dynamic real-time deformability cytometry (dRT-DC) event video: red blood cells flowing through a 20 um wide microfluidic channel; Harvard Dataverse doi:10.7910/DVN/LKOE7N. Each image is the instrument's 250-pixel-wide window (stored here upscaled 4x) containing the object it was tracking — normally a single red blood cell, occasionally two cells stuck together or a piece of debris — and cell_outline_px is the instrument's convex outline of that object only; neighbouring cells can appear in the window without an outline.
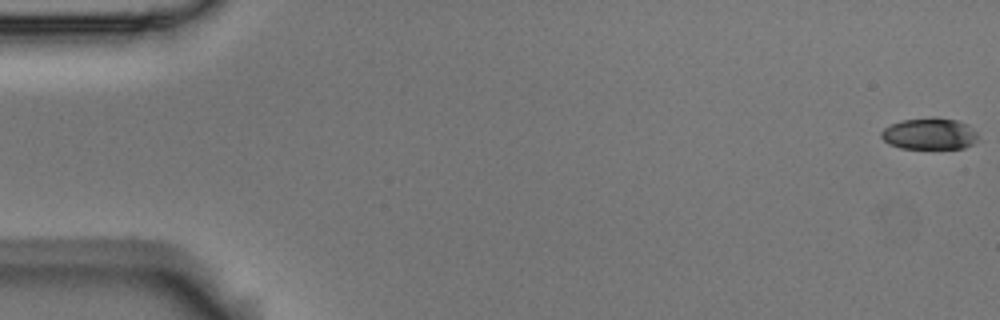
{"species": "Egyptian fruit bat (a non-hibernating species)", "species_latin": "Rousettus aegyptiacus", "temperature_condition": "room temperature", "stored_images_in_passage": 9, "camera_frame_rate_fps": 3000, "um_per_image_px": 0.085, "animal": {"sex": "male"}, "frame": {"image": 1, "passage_image": 1, "time_ms": 0.0, "image_size_px": [1000, 320], "cell_outline_px": [[976, 140], [972, 144], [964, 148], [900, 148], [888, 144], [880, 136], [880, 132], [884, 128], [900, 120], [932, 116], [936, 116], [956, 120], [968, 124], [976, 132]], "centroid_in_image_um": [78.98, 11.35], "position_along_channel_um": 6.0, "area_um2": 17.98}}
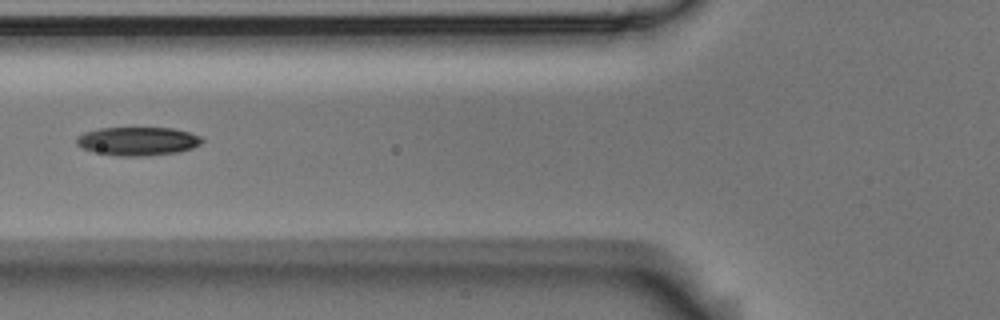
{"frame": {"image": 2, "passage_image": 6, "time_ms": 1.667, "image_size_px": [1000, 320], "cell_outline_px": [[204, 140], [200, 144], [192, 148], [176, 152], [144, 156], [116, 156], [92, 152], [76, 144], [76, 140], [84, 132], [100, 128], [172, 128], [188, 132], [200, 136]], "centroid_in_image_um": [11.69, 12.0], "position_along_channel_um": 114.1, "area_um2": 20.75}}
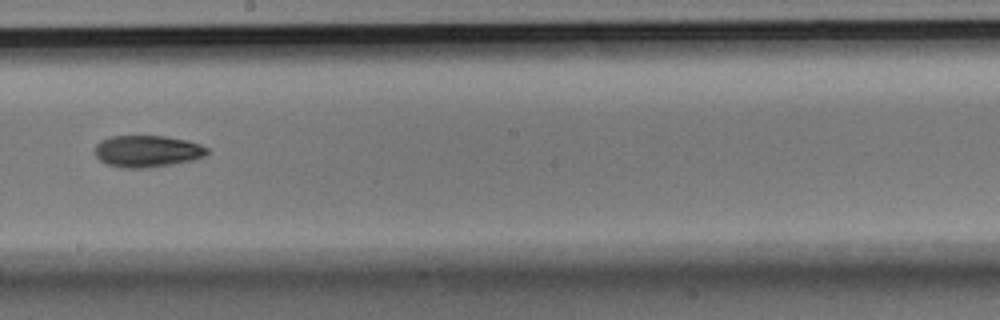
{"frame": {"image": 3, "passage_image": 9, "time_ms": 2.667, "image_size_px": [1000, 320], "cell_outline_px": [[208, 152], [204, 156], [192, 160], [172, 164], [148, 168], [120, 168], [108, 164], [100, 160], [96, 156], [96, 144], [100, 140], [108, 136], [164, 136], [188, 140], [200, 144], [208, 148]], "centroid_in_image_um": [12.51, 12.85], "position_along_channel_um": 235.7, "area_um2": 20.87}}